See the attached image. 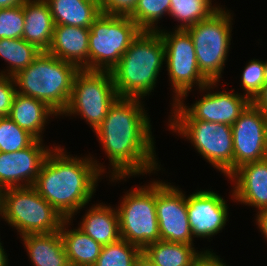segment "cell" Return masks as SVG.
Instances as JSON below:
<instances>
[{"instance_id":"obj_15","label":"cell","mask_w":267,"mask_h":266,"mask_svg":"<svg viewBox=\"0 0 267 266\" xmlns=\"http://www.w3.org/2000/svg\"><path fill=\"white\" fill-rule=\"evenodd\" d=\"M42 141L36 139L29 147L16 152H0V191L33 186L42 165L52 151L43 146Z\"/></svg>"},{"instance_id":"obj_33","label":"cell","mask_w":267,"mask_h":266,"mask_svg":"<svg viewBox=\"0 0 267 266\" xmlns=\"http://www.w3.org/2000/svg\"><path fill=\"white\" fill-rule=\"evenodd\" d=\"M13 77L0 74V117H8L17 93Z\"/></svg>"},{"instance_id":"obj_23","label":"cell","mask_w":267,"mask_h":266,"mask_svg":"<svg viewBox=\"0 0 267 266\" xmlns=\"http://www.w3.org/2000/svg\"><path fill=\"white\" fill-rule=\"evenodd\" d=\"M55 25L78 26L90 29L101 14L98 0H45Z\"/></svg>"},{"instance_id":"obj_38","label":"cell","mask_w":267,"mask_h":266,"mask_svg":"<svg viewBox=\"0 0 267 266\" xmlns=\"http://www.w3.org/2000/svg\"><path fill=\"white\" fill-rule=\"evenodd\" d=\"M134 266H157L143 251L135 260Z\"/></svg>"},{"instance_id":"obj_7","label":"cell","mask_w":267,"mask_h":266,"mask_svg":"<svg viewBox=\"0 0 267 266\" xmlns=\"http://www.w3.org/2000/svg\"><path fill=\"white\" fill-rule=\"evenodd\" d=\"M141 31L129 16L101 13L90 26L89 70L111 71Z\"/></svg>"},{"instance_id":"obj_26","label":"cell","mask_w":267,"mask_h":266,"mask_svg":"<svg viewBox=\"0 0 267 266\" xmlns=\"http://www.w3.org/2000/svg\"><path fill=\"white\" fill-rule=\"evenodd\" d=\"M37 47L25 41L23 38L0 39V57L7 61L9 69L0 74L15 76L18 72L27 68L41 53Z\"/></svg>"},{"instance_id":"obj_36","label":"cell","mask_w":267,"mask_h":266,"mask_svg":"<svg viewBox=\"0 0 267 266\" xmlns=\"http://www.w3.org/2000/svg\"><path fill=\"white\" fill-rule=\"evenodd\" d=\"M265 68V78L264 86L262 91L255 97L252 103L258 108L261 109L265 114H267V61L264 62Z\"/></svg>"},{"instance_id":"obj_18","label":"cell","mask_w":267,"mask_h":266,"mask_svg":"<svg viewBox=\"0 0 267 266\" xmlns=\"http://www.w3.org/2000/svg\"><path fill=\"white\" fill-rule=\"evenodd\" d=\"M89 33L88 28L55 25L47 52L79 69L89 70Z\"/></svg>"},{"instance_id":"obj_11","label":"cell","mask_w":267,"mask_h":266,"mask_svg":"<svg viewBox=\"0 0 267 266\" xmlns=\"http://www.w3.org/2000/svg\"><path fill=\"white\" fill-rule=\"evenodd\" d=\"M174 132L186 137L207 162L229 177L234 172L231 125L203 120H169Z\"/></svg>"},{"instance_id":"obj_25","label":"cell","mask_w":267,"mask_h":266,"mask_svg":"<svg viewBox=\"0 0 267 266\" xmlns=\"http://www.w3.org/2000/svg\"><path fill=\"white\" fill-rule=\"evenodd\" d=\"M192 246L194 245L159 240L150 243L143 252L157 266H193L202 253L208 250L200 253Z\"/></svg>"},{"instance_id":"obj_9","label":"cell","mask_w":267,"mask_h":266,"mask_svg":"<svg viewBox=\"0 0 267 266\" xmlns=\"http://www.w3.org/2000/svg\"><path fill=\"white\" fill-rule=\"evenodd\" d=\"M122 199L117 208L120 237L143 251L150 243L160 240L156 181L129 190Z\"/></svg>"},{"instance_id":"obj_39","label":"cell","mask_w":267,"mask_h":266,"mask_svg":"<svg viewBox=\"0 0 267 266\" xmlns=\"http://www.w3.org/2000/svg\"><path fill=\"white\" fill-rule=\"evenodd\" d=\"M27 0H0V8H10L23 5Z\"/></svg>"},{"instance_id":"obj_21","label":"cell","mask_w":267,"mask_h":266,"mask_svg":"<svg viewBox=\"0 0 267 266\" xmlns=\"http://www.w3.org/2000/svg\"><path fill=\"white\" fill-rule=\"evenodd\" d=\"M54 115L58 114L45 102L16 93L8 117L36 139L42 140L41 134L48 117Z\"/></svg>"},{"instance_id":"obj_14","label":"cell","mask_w":267,"mask_h":266,"mask_svg":"<svg viewBox=\"0 0 267 266\" xmlns=\"http://www.w3.org/2000/svg\"><path fill=\"white\" fill-rule=\"evenodd\" d=\"M156 213L161 241L194 245L187 200L181 189L156 181Z\"/></svg>"},{"instance_id":"obj_8","label":"cell","mask_w":267,"mask_h":266,"mask_svg":"<svg viewBox=\"0 0 267 266\" xmlns=\"http://www.w3.org/2000/svg\"><path fill=\"white\" fill-rule=\"evenodd\" d=\"M118 98L111 71L80 69L62 115H81L95 131Z\"/></svg>"},{"instance_id":"obj_13","label":"cell","mask_w":267,"mask_h":266,"mask_svg":"<svg viewBox=\"0 0 267 266\" xmlns=\"http://www.w3.org/2000/svg\"><path fill=\"white\" fill-rule=\"evenodd\" d=\"M233 91L208 92L190 108L184 106L183 101H177L171 109L174 115L169 120H203L232 126L251 103L245 95Z\"/></svg>"},{"instance_id":"obj_1","label":"cell","mask_w":267,"mask_h":266,"mask_svg":"<svg viewBox=\"0 0 267 266\" xmlns=\"http://www.w3.org/2000/svg\"><path fill=\"white\" fill-rule=\"evenodd\" d=\"M140 101L118 98L95 130L109 158L113 182L161 170L154 153L150 120Z\"/></svg>"},{"instance_id":"obj_29","label":"cell","mask_w":267,"mask_h":266,"mask_svg":"<svg viewBox=\"0 0 267 266\" xmlns=\"http://www.w3.org/2000/svg\"><path fill=\"white\" fill-rule=\"evenodd\" d=\"M142 250L124 239L102 246L94 266H134Z\"/></svg>"},{"instance_id":"obj_31","label":"cell","mask_w":267,"mask_h":266,"mask_svg":"<svg viewBox=\"0 0 267 266\" xmlns=\"http://www.w3.org/2000/svg\"><path fill=\"white\" fill-rule=\"evenodd\" d=\"M24 24L23 5L0 8V39L22 38Z\"/></svg>"},{"instance_id":"obj_20","label":"cell","mask_w":267,"mask_h":266,"mask_svg":"<svg viewBox=\"0 0 267 266\" xmlns=\"http://www.w3.org/2000/svg\"><path fill=\"white\" fill-rule=\"evenodd\" d=\"M21 237L34 266H70L59 231Z\"/></svg>"},{"instance_id":"obj_10","label":"cell","mask_w":267,"mask_h":266,"mask_svg":"<svg viewBox=\"0 0 267 266\" xmlns=\"http://www.w3.org/2000/svg\"><path fill=\"white\" fill-rule=\"evenodd\" d=\"M158 32L165 45V64L175 93L173 104L183 101L194 84L200 91L218 86L217 82H209L200 72L193 40L186 29H176L174 32L159 29Z\"/></svg>"},{"instance_id":"obj_27","label":"cell","mask_w":267,"mask_h":266,"mask_svg":"<svg viewBox=\"0 0 267 266\" xmlns=\"http://www.w3.org/2000/svg\"><path fill=\"white\" fill-rule=\"evenodd\" d=\"M212 0H171L169 16L181 23L176 28L186 29L209 18L220 6H212Z\"/></svg>"},{"instance_id":"obj_3","label":"cell","mask_w":267,"mask_h":266,"mask_svg":"<svg viewBox=\"0 0 267 266\" xmlns=\"http://www.w3.org/2000/svg\"><path fill=\"white\" fill-rule=\"evenodd\" d=\"M165 62V45L158 31H141L111 70L119 98H143L156 87Z\"/></svg>"},{"instance_id":"obj_37","label":"cell","mask_w":267,"mask_h":266,"mask_svg":"<svg viewBox=\"0 0 267 266\" xmlns=\"http://www.w3.org/2000/svg\"><path fill=\"white\" fill-rule=\"evenodd\" d=\"M256 215V221L260 232H262V235L264 234V237L267 238V209L258 211Z\"/></svg>"},{"instance_id":"obj_30","label":"cell","mask_w":267,"mask_h":266,"mask_svg":"<svg viewBox=\"0 0 267 266\" xmlns=\"http://www.w3.org/2000/svg\"><path fill=\"white\" fill-rule=\"evenodd\" d=\"M36 138L9 117H0V152H16L29 147Z\"/></svg>"},{"instance_id":"obj_4","label":"cell","mask_w":267,"mask_h":266,"mask_svg":"<svg viewBox=\"0 0 267 266\" xmlns=\"http://www.w3.org/2000/svg\"><path fill=\"white\" fill-rule=\"evenodd\" d=\"M80 69L48 52H41L13 79L17 93L45 102L58 116L66 110L73 88L75 75Z\"/></svg>"},{"instance_id":"obj_28","label":"cell","mask_w":267,"mask_h":266,"mask_svg":"<svg viewBox=\"0 0 267 266\" xmlns=\"http://www.w3.org/2000/svg\"><path fill=\"white\" fill-rule=\"evenodd\" d=\"M170 3L171 0H138L129 17L142 31H158L156 25L164 14L169 15Z\"/></svg>"},{"instance_id":"obj_16","label":"cell","mask_w":267,"mask_h":266,"mask_svg":"<svg viewBox=\"0 0 267 266\" xmlns=\"http://www.w3.org/2000/svg\"><path fill=\"white\" fill-rule=\"evenodd\" d=\"M187 200V214L193 237L210 238L219 233L228 221L226 200L213 191L192 193Z\"/></svg>"},{"instance_id":"obj_40","label":"cell","mask_w":267,"mask_h":266,"mask_svg":"<svg viewBox=\"0 0 267 266\" xmlns=\"http://www.w3.org/2000/svg\"><path fill=\"white\" fill-rule=\"evenodd\" d=\"M6 255L2 243L0 242V266H8V257Z\"/></svg>"},{"instance_id":"obj_24","label":"cell","mask_w":267,"mask_h":266,"mask_svg":"<svg viewBox=\"0 0 267 266\" xmlns=\"http://www.w3.org/2000/svg\"><path fill=\"white\" fill-rule=\"evenodd\" d=\"M71 219H65L59 230L70 266H94L102 246L79 228L69 230L66 225ZM67 228V229H66Z\"/></svg>"},{"instance_id":"obj_19","label":"cell","mask_w":267,"mask_h":266,"mask_svg":"<svg viewBox=\"0 0 267 266\" xmlns=\"http://www.w3.org/2000/svg\"><path fill=\"white\" fill-rule=\"evenodd\" d=\"M23 10L25 24L22 38L40 51L47 52L55 27L48 4L45 0H27Z\"/></svg>"},{"instance_id":"obj_35","label":"cell","mask_w":267,"mask_h":266,"mask_svg":"<svg viewBox=\"0 0 267 266\" xmlns=\"http://www.w3.org/2000/svg\"><path fill=\"white\" fill-rule=\"evenodd\" d=\"M193 266H227L220 258L212 253L206 251L194 262Z\"/></svg>"},{"instance_id":"obj_5","label":"cell","mask_w":267,"mask_h":266,"mask_svg":"<svg viewBox=\"0 0 267 266\" xmlns=\"http://www.w3.org/2000/svg\"><path fill=\"white\" fill-rule=\"evenodd\" d=\"M0 215L21 236L57 232L65 220L33 186L1 190Z\"/></svg>"},{"instance_id":"obj_2","label":"cell","mask_w":267,"mask_h":266,"mask_svg":"<svg viewBox=\"0 0 267 266\" xmlns=\"http://www.w3.org/2000/svg\"><path fill=\"white\" fill-rule=\"evenodd\" d=\"M63 151L52 149L33 187L64 219H72L89 203L105 169L92 157L74 158Z\"/></svg>"},{"instance_id":"obj_32","label":"cell","mask_w":267,"mask_h":266,"mask_svg":"<svg viewBox=\"0 0 267 266\" xmlns=\"http://www.w3.org/2000/svg\"><path fill=\"white\" fill-rule=\"evenodd\" d=\"M265 78L264 61L250 60L241 76V86L245 89V96L252 102L262 91Z\"/></svg>"},{"instance_id":"obj_22","label":"cell","mask_w":267,"mask_h":266,"mask_svg":"<svg viewBox=\"0 0 267 266\" xmlns=\"http://www.w3.org/2000/svg\"><path fill=\"white\" fill-rule=\"evenodd\" d=\"M78 227L101 246L115 243L120 237L117 209L102 204L94 205L83 216Z\"/></svg>"},{"instance_id":"obj_6","label":"cell","mask_w":267,"mask_h":266,"mask_svg":"<svg viewBox=\"0 0 267 266\" xmlns=\"http://www.w3.org/2000/svg\"><path fill=\"white\" fill-rule=\"evenodd\" d=\"M220 7L209 18L186 30L189 32L199 70L209 82H219L231 45V13Z\"/></svg>"},{"instance_id":"obj_34","label":"cell","mask_w":267,"mask_h":266,"mask_svg":"<svg viewBox=\"0 0 267 266\" xmlns=\"http://www.w3.org/2000/svg\"><path fill=\"white\" fill-rule=\"evenodd\" d=\"M101 13L129 16L136 7L138 0H98Z\"/></svg>"},{"instance_id":"obj_12","label":"cell","mask_w":267,"mask_h":266,"mask_svg":"<svg viewBox=\"0 0 267 266\" xmlns=\"http://www.w3.org/2000/svg\"><path fill=\"white\" fill-rule=\"evenodd\" d=\"M234 171L240 166L267 158V114L252 102L231 126Z\"/></svg>"},{"instance_id":"obj_17","label":"cell","mask_w":267,"mask_h":266,"mask_svg":"<svg viewBox=\"0 0 267 266\" xmlns=\"http://www.w3.org/2000/svg\"><path fill=\"white\" fill-rule=\"evenodd\" d=\"M229 178L235 179L232 198L258 211L267 209V158L240 166Z\"/></svg>"}]
</instances>
